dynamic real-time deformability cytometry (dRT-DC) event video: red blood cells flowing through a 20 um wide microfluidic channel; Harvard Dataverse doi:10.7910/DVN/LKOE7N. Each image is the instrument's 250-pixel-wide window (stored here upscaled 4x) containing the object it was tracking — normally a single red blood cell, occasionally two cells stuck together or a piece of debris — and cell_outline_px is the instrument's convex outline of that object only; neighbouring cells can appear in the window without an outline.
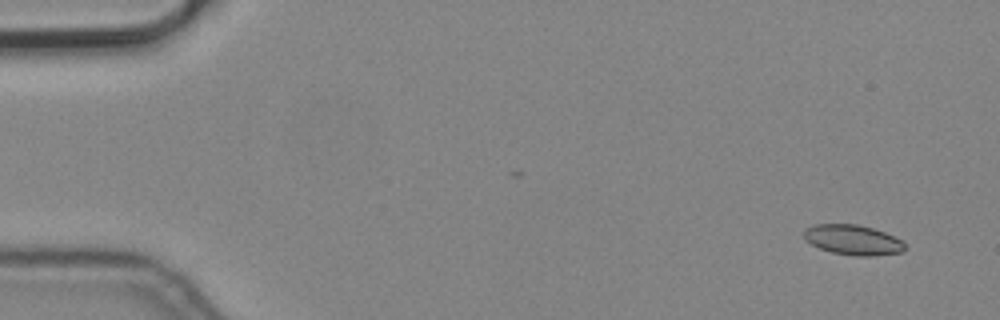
{"species": "common noctule bat (a hibernating species)", "species_latin": "Nyctalus noctula", "temperature_condition": "cold", "stored_images_in_passage": 5, "camera_frame_rate_fps": 3000, "um_per_image_px": 0.085, "animal": {"sex": "male", "body_mass_g": 19.2, "forearm_length_mm": 51.8}, "frame": {"image": 1, "passage_image": 5, "time_ms": 1.333, "image_size_px": [1000, 320], "cell_outline_px": [[904, 252], [872, 256], [856, 256], [832, 252], [820, 248], [804, 240], [804, 228], [812, 224], [856, 224], [872, 228], [884, 232], [904, 240]], "centroid_in_image_um": [72.49, 20.38], "position_along_channel_um": 12.5, "area_um2": 17.8}}